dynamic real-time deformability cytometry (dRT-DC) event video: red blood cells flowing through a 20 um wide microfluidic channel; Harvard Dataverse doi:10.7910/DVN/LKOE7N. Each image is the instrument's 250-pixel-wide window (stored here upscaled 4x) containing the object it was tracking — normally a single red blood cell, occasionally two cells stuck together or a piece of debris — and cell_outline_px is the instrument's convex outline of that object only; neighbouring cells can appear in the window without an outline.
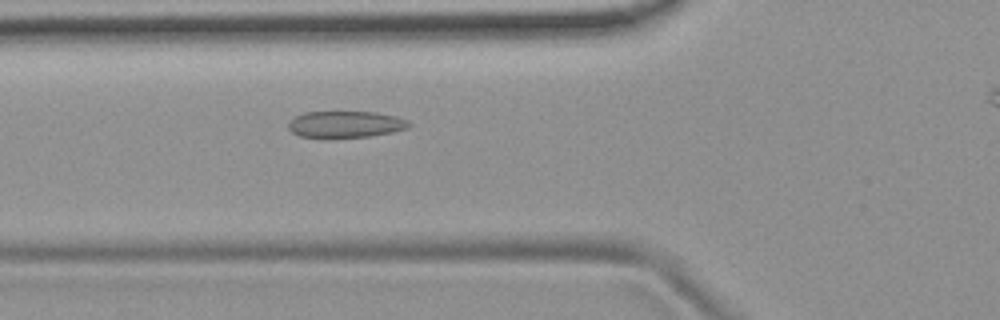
{"species": "common noctule bat (a hibernating species)", "species_latin": "Nyctalus noctula", "temperature_condition": "room temperature", "stored_images_in_passage": 41, "camera_frame_rate_fps": 3000, "um_per_image_px": 0.085, "animal": {"sex": "female", "body_mass_g": 19.9}, "frame": {"image": 1, "passage_image": 12, "time_ms": 3.667, "image_size_px": [1000, 320], "cell_outline_px": [[412, 124], [408, 128], [392, 132], [368, 136], [328, 140], [324, 140], [300, 136], [292, 132], [288, 128], [288, 124], [296, 116], [304, 112], [376, 112], [396, 116], [408, 120]], "centroid_in_image_um": [29.35, 10.6], "position_along_channel_um": 96.4, "area_um2": 19.25}}
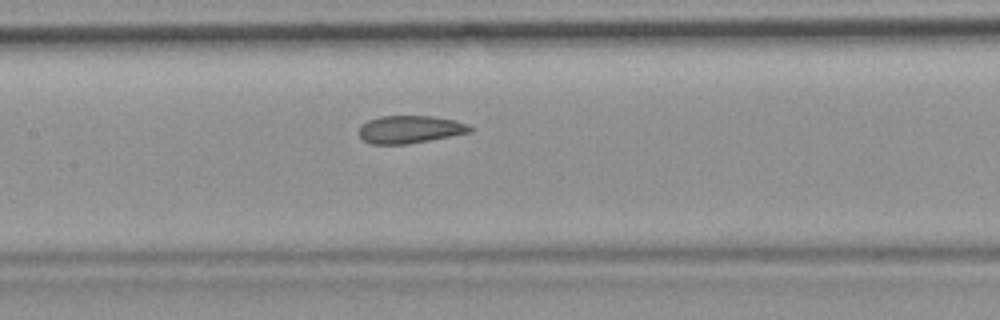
{"frame": {"image": 2, "passage_image": 18, "time_ms": 5.667, "image_size_px": [1000, 320], "cell_outline_px": [[472, 132], [408, 144], [372, 144], [364, 140], [356, 132], [360, 124], [368, 120], [380, 116], [432, 116], [456, 120], [472, 124]], "centroid_in_image_um": [34.85, 10.99], "position_along_channel_um": 172.6, "area_um2": 18.21}}
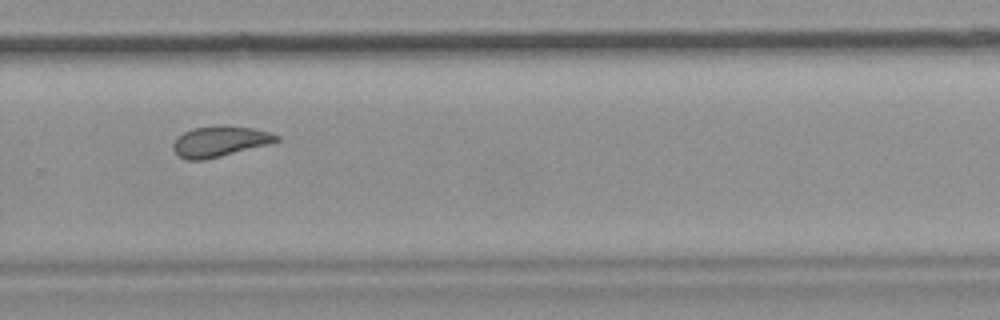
{"frame": {"image": 3, "passage_image": 29, "time_ms": 9.333, "image_size_px": [1000, 320], "cell_outline_px": [[280, 140], [268, 144], [204, 160], [184, 160], [172, 148], [172, 144], [184, 132], [192, 128], [220, 124], [252, 128], [272, 132], [280, 136]], "centroid_in_image_um": [18.7, 12.0], "position_along_channel_um": 311.1, "area_um2": 18.44}, "authors_computed_cell_mechanics": {"area_um2": 18.9006, "velocity_mm_per_s": 3.7889, "shape_relaxation_time_tau1_ms": null, "shape_relaxation_time_tau2_ms": 2.2703, "deformation_change_tau1": null, "deformation_change_tau2": 0.056}}